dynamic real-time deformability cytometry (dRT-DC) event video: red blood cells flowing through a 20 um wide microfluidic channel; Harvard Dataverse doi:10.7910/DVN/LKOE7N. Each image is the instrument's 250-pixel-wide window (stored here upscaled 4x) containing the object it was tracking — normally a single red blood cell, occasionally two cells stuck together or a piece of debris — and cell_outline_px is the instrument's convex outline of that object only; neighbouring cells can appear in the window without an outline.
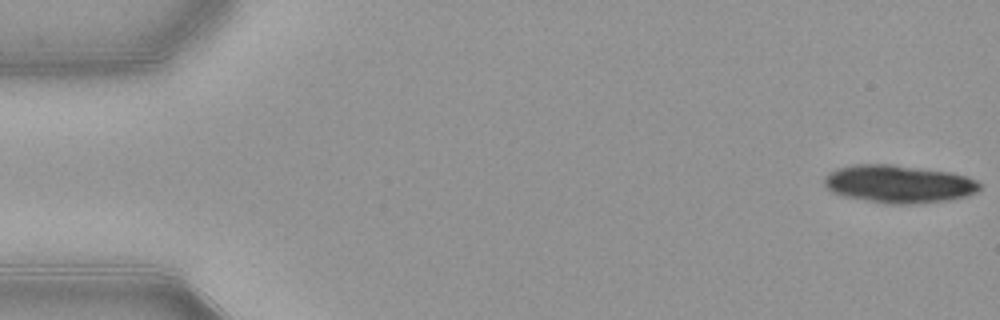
{"species": "common noctule bat (a hibernating species)", "species_latin": "Nyctalus noctula", "temperature_condition": "warm", "stored_images_in_passage": 15, "camera_frame_rate_fps": 3000, "um_per_image_px": 0.085, "animal": {"sex": "female", "body_mass_g": 21.9}, "frame": {"image": 1, "passage_image": 1, "time_ms": 0.0, "image_size_px": [1000, 320], "cell_outline_px": [[980, 188], [976, 192], [964, 196], [948, 200], [912, 204], [884, 204], [844, 196], [832, 192], [824, 184], [824, 176], [840, 168], [856, 164], [892, 164], [952, 172], [968, 176], [976, 180], [980, 184]], "centroid_in_image_um": [76.41, 15.64], "position_along_channel_um": 8.6, "area_um2": 34.28}}